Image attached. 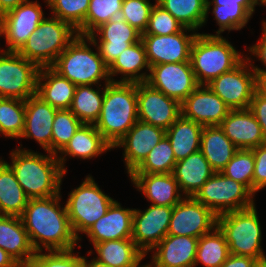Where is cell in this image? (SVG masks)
Masks as SVG:
<instances>
[{"label": "cell", "instance_id": "f1b7e54d", "mask_svg": "<svg viewBox=\"0 0 266 267\" xmlns=\"http://www.w3.org/2000/svg\"><path fill=\"white\" fill-rule=\"evenodd\" d=\"M214 173L200 150L176 162L172 172L185 197H194Z\"/></svg>", "mask_w": 266, "mask_h": 267}, {"label": "cell", "instance_id": "e575fe53", "mask_svg": "<svg viewBox=\"0 0 266 267\" xmlns=\"http://www.w3.org/2000/svg\"><path fill=\"white\" fill-rule=\"evenodd\" d=\"M28 200L11 167L0 159V215L20 217Z\"/></svg>", "mask_w": 266, "mask_h": 267}, {"label": "cell", "instance_id": "f907efd6", "mask_svg": "<svg viewBox=\"0 0 266 267\" xmlns=\"http://www.w3.org/2000/svg\"><path fill=\"white\" fill-rule=\"evenodd\" d=\"M249 110L254 114L257 122L260 124L266 141V98L255 91Z\"/></svg>", "mask_w": 266, "mask_h": 267}, {"label": "cell", "instance_id": "d4e9b609", "mask_svg": "<svg viewBox=\"0 0 266 267\" xmlns=\"http://www.w3.org/2000/svg\"><path fill=\"white\" fill-rule=\"evenodd\" d=\"M219 126L238 149L251 150L266 143L262 128L249 109L231 110Z\"/></svg>", "mask_w": 266, "mask_h": 267}, {"label": "cell", "instance_id": "f546056e", "mask_svg": "<svg viewBox=\"0 0 266 267\" xmlns=\"http://www.w3.org/2000/svg\"><path fill=\"white\" fill-rule=\"evenodd\" d=\"M150 66L146 57V50L142 40L128 46L119 54L114 62L108 67L111 82L141 83L146 82ZM142 72V73H140ZM121 75L120 80L113 79V76Z\"/></svg>", "mask_w": 266, "mask_h": 267}, {"label": "cell", "instance_id": "6da1fadb", "mask_svg": "<svg viewBox=\"0 0 266 267\" xmlns=\"http://www.w3.org/2000/svg\"><path fill=\"white\" fill-rule=\"evenodd\" d=\"M61 193L52 197L32 198L20 216L36 252L69 250L79 240L73 232Z\"/></svg>", "mask_w": 266, "mask_h": 267}, {"label": "cell", "instance_id": "2e32d148", "mask_svg": "<svg viewBox=\"0 0 266 267\" xmlns=\"http://www.w3.org/2000/svg\"><path fill=\"white\" fill-rule=\"evenodd\" d=\"M138 120L167 130L181 115V104L146 82L137 83Z\"/></svg>", "mask_w": 266, "mask_h": 267}, {"label": "cell", "instance_id": "7a4b0ae2", "mask_svg": "<svg viewBox=\"0 0 266 267\" xmlns=\"http://www.w3.org/2000/svg\"><path fill=\"white\" fill-rule=\"evenodd\" d=\"M15 148L10 154V164L6 162L15 174L26 196L32 198L52 197L61 193L63 172L57 155L46 151L43 153L33 150Z\"/></svg>", "mask_w": 266, "mask_h": 267}, {"label": "cell", "instance_id": "d6986e66", "mask_svg": "<svg viewBox=\"0 0 266 267\" xmlns=\"http://www.w3.org/2000/svg\"><path fill=\"white\" fill-rule=\"evenodd\" d=\"M166 130L138 120L113 148H123L128 176L144 161L164 137Z\"/></svg>", "mask_w": 266, "mask_h": 267}, {"label": "cell", "instance_id": "680465c9", "mask_svg": "<svg viewBox=\"0 0 266 267\" xmlns=\"http://www.w3.org/2000/svg\"><path fill=\"white\" fill-rule=\"evenodd\" d=\"M259 6H266V0H258Z\"/></svg>", "mask_w": 266, "mask_h": 267}, {"label": "cell", "instance_id": "44dd1931", "mask_svg": "<svg viewBox=\"0 0 266 267\" xmlns=\"http://www.w3.org/2000/svg\"><path fill=\"white\" fill-rule=\"evenodd\" d=\"M198 239L190 236L166 235L150 252L147 267H194Z\"/></svg>", "mask_w": 266, "mask_h": 267}, {"label": "cell", "instance_id": "ffe728a7", "mask_svg": "<svg viewBox=\"0 0 266 267\" xmlns=\"http://www.w3.org/2000/svg\"><path fill=\"white\" fill-rule=\"evenodd\" d=\"M230 111L207 85H199L181 103V115L203 126L219 125Z\"/></svg>", "mask_w": 266, "mask_h": 267}, {"label": "cell", "instance_id": "8992f818", "mask_svg": "<svg viewBox=\"0 0 266 267\" xmlns=\"http://www.w3.org/2000/svg\"><path fill=\"white\" fill-rule=\"evenodd\" d=\"M76 36L68 22L51 15L41 21L18 53L39 67H51Z\"/></svg>", "mask_w": 266, "mask_h": 267}, {"label": "cell", "instance_id": "277c9868", "mask_svg": "<svg viewBox=\"0 0 266 267\" xmlns=\"http://www.w3.org/2000/svg\"><path fill=\"white\" fill-rule=\"evenodd\" d=\"M90 45L93 46V41L89 36L77 34L51 67L76 86H96L102 80L104 84L110 83L108 66L98 49L94 52Z\"/></svg>", "mask_w": 266, "mask_h": 267}, {"label": "cell", "instance_id": "74e56055", "mask_svg": "<svg viewBox=\"0 0 266 267\" xmlns=\"http://www.w3.org/2000/svg\"><path fill=\"white\" fill-rule=\"evenodd\" d=\"M230 255L224 234L216 226L210 233L198 239L194 267L199 263L205 267H220Z\"/></svg>", "mask_w": 266, "mask_h": 267}, {"label": "cell", "instance_id": "5b68a950", "mask_svg": "<svg viewBox=\"0 0 266 267\" xmlns=\"http://www.w3.org/2000/svg\"><path fill=\"white\" fill-rule=\"evenodd\" d=\"M246 57L222 35L198 33L190 55V63L199 85H207L221 74L233 70Z\"/></svg>", "mask_w": 266, "mask_h": 267}, {"label": "cell", "instance_id": "bcb514c9", "mask_svg": "<svg viewBox=\"0 0 266 267\" xmlns=\"http://www.w3.org/2000/svg\"><path fill=\"white\" fill-rule=\"evenodd\" d=\"M154 5L150 0H123L120 17L143 34Z\"/></svg>", "mask_w": 266, "mask_h": 267}, {"label": "cell", "instance_id": "ba28073f", "mask_svg": "<svg viewBox=\"0 0 266 267\" xmlns=\"http://www.w3.org/2000/svg\"><path fill=\"white\" fill-rule=\"evenodd\" d=\"M114 201L100 189L90 175H87L79 187L69 193L65 205L70 224L78 240L82 239L79 234L85 233L103 217Z\"/></svg>", "mask_w": 266, "mask_h": 267}, {"label": "cell", "instance_id": "484cf974", "mask_svg": "<svg viewBox=\"0 0 266 267\" xmlns=\"http://www.w3.org/2000/svg\"><path fill=\"white\" fill-rule=\"evenodd\" d=\"M212 5V13L216 24L219 25V29L215 32L216 34H202L221 35L225 30L230 32L242 29L252 18L255 7L259 3L258 0H207L205 23Z\"/></svg>", "mask_w": 266, "mask_h": 267}, {"label": "cell", "instance_id": "5bb4252c", "mask_svg": "<svg viewBox=\"0 0 266 267\" xmlns=\"http://www.w3.org/2000/svg\"><path fill=\"white\" fill-rule=\"evenodd\" d=\"M197 35L189 28L170 35L141 34L149 66L190 62L191 48Z\"/></svg>", "mask_w": 266, "mask_h": 267}, {"label": "cell", "instance_id": "8fae6325", "mask_svg": "<svg viewBox=\"0 0 266 267\" xmlns=\"http://www.w3.org/2000/svg\"><path fill=\"white\" fill-rule=\"evenodd\" d=\"M207 86L217 94L231 110L249 109L256 91V74L245 58L233 70L211 80Z\"/></svg>", "mask_w": 266, "mask_h": 267}, {"label": "cell", "instance_id": "9a60e30c", "mask_svg": "<svg viewBox=\"0 0 266 267\" xmlns=\"http://www.w3.org/2000/svg\"><path fill=\"white\" fill-rule=\"evenodd\" d=\"M146 83L180 104L199 86L190 62L150 66Z\"/></svg>", "mask_w": 266, "mask_h": 267}, {"label": "cell", "instance_id": "52a82bcc", "mask_svg": "<svg viewBox=\"0 0 266 267\" xmlns=\"http://www.w3.org/2000/svg\"><path fill=\"white\" fill-rule=\"evenodd\" d=\"M256 205L217 216V227L224 234L230 254L266 257L262 246V231Z\"/></svg>", "mask_w": 266, "mask_h": 267}, {"label": "cell", "instance_id": "11a10c76", "mask_svg": "<svg viewBox=\"0 0 266 267\" xmlns=\"http://www.w3.org/2000/svg\"><path fill=\"white\" fill-rule=\"evenodd\" d=\"M256 91L266 98V76H256Z\"/></svg>", "mask_w": 266, "mask_h": 267}, {"label": "cell", "instance_id": "f5cc1de1", "mask_svg": "<svg viewBox=\"0 0 266 267\" xmlns=\"http://www.w3.org/2000/svg\"><path fill=\"white\" fill-rule=\"evenodd\" d=\"M27 0H0V17Z\"/></svg>", "mask_w": 266, "mask_h": 267}, {"label": "cell", "instance_id": "91938a15", "mask_svg": "<svg viewBox=\"0 0 266 267\" xmlns=\"http://www.w3.org/2000/svg\"><path fill=\"white\" fill-rule=\"evenodd\" d=\"M0 37H2V35H1V30H0ZM3 51H4V49H1V48H0V54H1Z\"/></svg>", "mask_w": 266, "mask_h": 267}, {"label": "cell", "instance_id": "4fadbf2b", "mask_svg": "<svg viewBox=\"0 0 266 267\" xmlns=\"http://www.w3.org/2000/svg\"><path fill=\"white\" fill-rule=\"evenodd\" d=\"M217 226V216L194 197H184L173 206L167 235L200 238Z\"/></svg>", "mask_w": 266, "mask_h": 267}, {"label": "cell", "instance_id": "6f0895ef", "mask_svg": "<svg viewBox=\"0 0 266 267\" xmlns=\"http://www.w3.org/2000/svg\"><path fill=\"white\" fill-rule=\"evenodd\" d=\"M251 267H266V257L256 260Z\"/></svg>", "mask_w": 266, "mask_h": 267}, {"label": "cell", "instance_id": "7dc6e473", "mask_svg": "<svg viewBox=\"0 0 266 267\" xmlns=\"http://www.w3.org/2000/svg\"><path fill=\"white\" fill-rule=\"evenodd\" d=\"M184 26L157 2L153 6L146 31L143 34L170 35L181 32Z\"/></svg>", "mask_w": 266, "mask_h": 267}, {"label": "cell", "instance_id": "b9f144b4", "mask_svg": "<svg viewBox=\"0 0 266 267\" xmlns=\"http://www.w3.org/2000/svg\"><path fill=\"white\" fill-rule=\"evenodd\" d=\"M123 0H90L84 20V36H89L100 25L120 17Z\"/></svg>", "mask_w": 266, "mask_h": 267}, {"label": "cell", "instance_id": "ee69618b", "mask_svg": "<svg viewBox=\"0 0 266 267\" xmlns=\"http://www.w3.org/2000/svg\"><path fill=\"white\" fill-rule=\"evenodd\" d=\"M221 172L244 184L253 193L254 154L252 150L239 149Z\"/></svg>", "mask_w": 266, "mask_h": 267}, {"label": "cell", "instance_id": "9f6ffc18", "mask_svg": "<svg viewBox=\"0 0 266 267\" xmlns=\"http://www.w3.org/2000/svg\"><path fill=\"white\" fill-rule=\"evenodd\" d=\"M87 259V257L83 256V267H108L105 264L98 262L94 257L90 261Z\"/></svg>", "mask_w": 266, "mask_h": 267}, {"label": "cell", "instance_id": "836d02e7", "mask_svg": "<svg viewBox=\"0 0 266 267\" xmlns=\"http://www.w3.org/2000/svg\"><path fill=\"white\" fill-rule=\"evenodd\" d=\"M203 125L182 115L166 130L176 162L200 150Z\"/></svg>", "mask_w": 266, "mask_h": 267}, {"label": "cell", "instance_id": "1f68e13d", "mask_svg": "<svg viewBox=\"0 0 266 267\" xmlns=\"http://www.w3.org/2000/svg\"><path fill=\"white\" fill-rule=\"evenodd\" d=\"M93 247L97 254L94 259L108 267H145L140 263L146 255L132 239L104 241Z\"/></svg>", "mask_w": 266, "mask_h": 267}, {"label": "cell", "instance_id": "c3c4849f", "mask_svg": "<svg viewBox=\"0 0 266 267\" xmlns=\"http://www.w3.org/2000/svg\"><path fill=\"white\" fill-rule=\"evenodd\" d=\"M254 154L253 194L266 187V143L251 149Z\"/></svg>", "mask_w": 266, "mask_h": 267}, {"label": "cell", "instance_id": "60d3db41", "mask_svg": "<svg viewBox=\"0 0 266 267\" xmlns=\"http://www.w3.org/2000/svg\"><path fill=\"white\" fill-rule=\"evenodd\" d=\"M176 164L175 155L168 138L165 136L144 161L132 173H172Z\"/></svg>", "mask_w": 266, "mask_h": 267}, {"label": "cell", "instance_id": "7402d4cb", "mask_svg": "<svg viewBox=\"0 0 266 267\" xmlns=\"http://www.w3.org/2000/svg\"><path fill=\"white\" fill-rule=\"evenodd\" d=\"M58 109L44 102L36 94L25 100V127L20 138L34 139L52 154V124Z\"/></svg>", "mask_w": 266, "mask_h": 267}, {"label": "cell", "instance_id": "30bf717a", "mask_svg": "<svg viewBox=\"0 0 266 267\" xmlns=\"http://www.w3.org/2000/svg\"><path fill=\"white\" fill-rule=\"evenodd\" d=\"M40 67L18 52L0 54V98L26 100L36 94Z\"/></svg>", "mask_w": 266, "mask_h": 267}, {"label": "cell", "instance_id": "8d00e7d4", "mask_svg": "<svg viewBox=\"0 0 266 267\" xmlns=\"http://www.w3.org/2000/svg\"><path fill=\"white\" fill-rule=\"evenodd\" d=\"M157 3L180 22L184 28L198 31L205 25L207 0H159Z\"/></svg>", "mask_w": 266, "mask_h": 267}, {"label": "cell", "instance_id": "f6af8a7d", "mask_svg": "<svg viewBox=\"0 0 266 267\" xmlns=\"http://www.w3.org/2000/svg\"><path fill=\"white\" fill-rule=\"evenodd\" d=\"M74 249L36 252L25 267H83V256Z\"/></svg>", "mask_w": 266, "mask_h": 267}, {"label": "cell", "instance_id": "4316f807", "mask_svg": "<svg viewBox=\"0 0 266 267\" xmlns=\"http://www.w3.org/2000/svg\"><path fill=\"white\" fill-rule=\"evenodd\" d=\"M111 149H113L112 146L103 138L94 124H82L60 152V155H57V159L66 174L65 161L67 156L83 160L92 159Z\"/></svg>", "mask_w": 266, "mask_h": 267}, {"label": "cell", "instance_id": "d6a6232c", "mask_svg": "<svg viewBox=\"0 0 266 267\" xmlns=\"http://www.w3.org/2000/svg\"><path fill=\"white\" fill-rule=\"evenodd\" d=\"M238 150L219 125L203 127L200 151L215 172H221Z\"/></svg>", "mask_w": 266, "mask_h": 267}, {"label": "cell", "instance_id": "816d5d0a", "mask_svg": "<svg viewBox=\"0 0 266 267\" xmlns=\"http://www.w3.org/2000/svg\"><path fill=\"white\" fill-rule=\"evenodd\" d=\"M255 261L250 256L230 254L220 267H251Z\"/></svg>", "mask_w": 266, "mask_h": 267}, {"label": "cell", "instance_id": "4dcf8cb0", "mask_svg": "<svg viewBox=\"0 0 266 267\" xmlns=\"http://www.w3.org/2000/svg\"><path fill=\"white\" fill-rule=\"evenodd\" d=\"M76 85L52 67H40L36 95L54 108L70 109Z\"/></svg>", "mask_w": 266, "mask_h": 267}, {"label": "cell", "instance_id": "3957f363", "mask_svg": "<svg viewBox=\"0 0 266 267\" xmlns=\"http://www.w3.org/2000/svg\"><path fill=\"white\" fill-rule=\"evenodd\" d=\"M104 86L103 105L94 126L113 148L138 121L137 83L110 82Z\"/></svg>", "mask_w": 266, "mask_h": 267}, {"label": "cell", "instance_id": "ab89813d", "mask_svg": "<svg viewBox=\"0 0 266 267\" xmlns=\"http://www.w3.org/2000/svg\"><path fill=\"white\" fill-rule=\"evenodd\" d=\"M52 16L68 22L78 35L84 36V20L90 0H45Z\"/></svg>", "mask_w": 266, "mask_h": 267}, {"label": "cell", "instance_id": "7c38bea8", "mask_svg": "<svg viewBox=\"0 0 266 267\" xmlns=\"http://www.w3.org/2000/svg\"><path fill=\"white\" fill-rule=\"evenodd\" d=\"M45 18L40 3L27 0L0 17L1 35L7 44L5 52H18Z\"/></svg>", "mask_w": 266, "mask_h": 267}, {"label": "cell", "instance_id": "f35d334b", "mask_svg": "<svg viewBox=\"0 0 266 267\" xmlns=\"http://www.w3.org/2000/svg\"><path fill=\"white\" fill-rule=\"evenodd\" d=\"M25 127V101L0 98V134L5 138L20 139Z\"/></svg>", "mask_w": 266, "mask_h": 267}, {"label": "cell", "instance_id": "9c48e42d", "mask_svg": "<svg viewBox=\"0 0 266 267\" xmlns=\"http://www.w3.org/2000/svg\"><path fill=\"white\" fill-rule=\"evenodd\" d=\"M254 197L244 184L222 172H215L194 196L216 216L250 208L255 205Z\"/></svg>", "mask_w": 266, "mask_h": 267}, {"label": "cell", "instance_id": "db71d44e", "mask_svg": "<svg viewBox=\"0 0 266 267\" xmlns=\"http://www.w3.org/2000/svg\"><path fill=\"white\" fill-rule=\"evenodd\" d=\"M0 267H21L5 250L0 248Z\"/></svg>", "mask_w": 266, "mask_h": 267}, {"label": "cell", "instance_id": "ac0fdd59", "mask_svg": "<svg viewBox=\"0 0 266 267\" xmlns=\"http://www.w3.org/2000/svg\"><path fill=\"white\" fill-rule=\"evenodd\" d=\"M89 37L93 41V47L98 49L100 56L109 67L124 49L141 40V33L123 18L116 17L100 25Z\"/></svg>", "mask_w": 266, "mask_h": 267}, {"label": "cell", "instance_id": "603a6c76", "mask_svg": "<svg viewBox=\"0 0 266 267\" xmlns=\"http://www.w3.org/2000/svg\"><path fill=\"white\" fill-rule=\"evenodd\" d=\"M134 209L121 207L114 201L106 214L98 219L84 234L93 244L110 240L131 239Z\"/></svg>", "mask_w": 266, "mask_h": 267}, {"label": "cell", "instance_id": "e0dca14e", "mask_svg": "<svg viewBox=\"0 0 266 267\" xmlns=\"http://www.w3.org/2000/svg\"><path fill=\"white\" fill-rule=\"evenodd\" d=\"M173 207L151 204L133 211L132 240L147 255L168 232Z\"/></svg>", "mask_w": 266, "mask_h": 267}, {"label": "cell", "instance_id": "cb8c5ba5", "mask_svg": "<svg viewBox=\"0 0 266 267\" xmlns=\"http://www.w3.org/2000/svg\"><path fill=\"white\" fill-rule=\"evenodd\" d=\"M129 177L151 204L173 207L185 197L172 173H131Z\"/></svg>", "mask_w": 266, "mask_h": 267}, {"label": "cell", "instance_id": "d590c367", "mask_svg": "<svg viewBox=\"0 0 266 267\" xmlns=\"http://www.w3.org/2000/svg\"><path fill=\"white\" fill-rule=\"evenodd\" d=\"M102 84L76 86L70 111L83 123L95 124L98 120L104 100ZM103 89V90H101Z\"/></svg>", "mask_w": 266, "mask_h": 267}, {"label": "cell", "instance_id": "681fc988", "mask_svg": "<svg viewBox=\"0 0 266 267\" xmlns=\"http://www.w3.org/2000/svg\"><path fill=\"white\" fill-rule=\"evenodd\" d=\"M262 36L260 40L255 45L248 47L247 50L250 52V56H254L260 60L264 66H266V21L262 22ZM248 61L250 62L251 68L255 72L256 76H266V69L258 68V66H254L252 63L251 57L246 56ZM266 68V67H265Z\"/></svg>", "mask_w": 266, "mask_h": 267}, {"label": "cell", "instance_id": "7bdbcfd3", "mask_svg": "<svg viewBox=\"0 0 266 267\" xmlns=\"http://www.w3.org/2000/svg\"><path fill=\"white\" fill-rule=\"evenodd\" d=\"M83 123L69 110H57L52 124V154L58 155Z\"/></svg>", "mask_w": 266, "mask_h": 267}, {"label": "cell", "instance_id": "83f0119b", "mask_svg": "<svg viewBox=\"0 0 266 267\" xmlns=\"http://www.w3.org/2000/svg\"><path fill=\"white\" fill-rule=\"evenodd\" d=\"M0 248L21 267H25L36 254L20 217L0 215Z\"/></svg>", "mask_w": 266, "mask_h": 267}]
</instances>
